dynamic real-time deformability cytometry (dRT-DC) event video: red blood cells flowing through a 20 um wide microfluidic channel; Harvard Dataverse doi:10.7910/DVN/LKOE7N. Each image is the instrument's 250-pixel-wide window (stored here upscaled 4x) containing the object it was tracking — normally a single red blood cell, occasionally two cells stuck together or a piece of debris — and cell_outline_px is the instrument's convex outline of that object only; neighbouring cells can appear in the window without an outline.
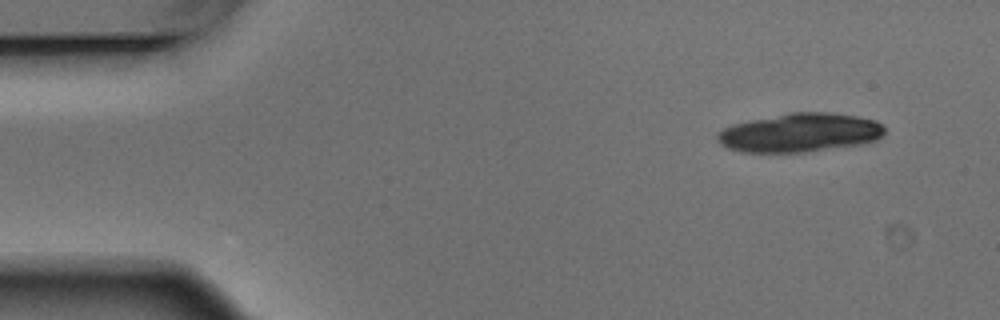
{"species": "Egyptian fruit bat (a non-hibernating species)", "species_latin": "Rousettus aegyptiacus", "temperature_condition": "warm", "stored_images_in_passage": 5, "segment_of_instrument_passage": [1, 2], "camera_frame_rate_fps": 3000, "um_per_image_px": 0.085, "animal": {"sex": "male"}, "frame": {"image": 1, "passage_image": 1, "time_ms": 0.0, "image_size_px": [1000, 320], "cell_outline_px": [[884, 132], [876, 140], [860, 144], [804, 152], [740, 152], [728, 148], [720, 144], [716, 136], [716, 132], [732, 124], [792, 112], [828, 112], [856, 116], [876, 120], [884, 128]], "centroid_in_image_um": [67.96, 11.28], "position_along_channel_um": 17.0, "area_um2": 37.57}}